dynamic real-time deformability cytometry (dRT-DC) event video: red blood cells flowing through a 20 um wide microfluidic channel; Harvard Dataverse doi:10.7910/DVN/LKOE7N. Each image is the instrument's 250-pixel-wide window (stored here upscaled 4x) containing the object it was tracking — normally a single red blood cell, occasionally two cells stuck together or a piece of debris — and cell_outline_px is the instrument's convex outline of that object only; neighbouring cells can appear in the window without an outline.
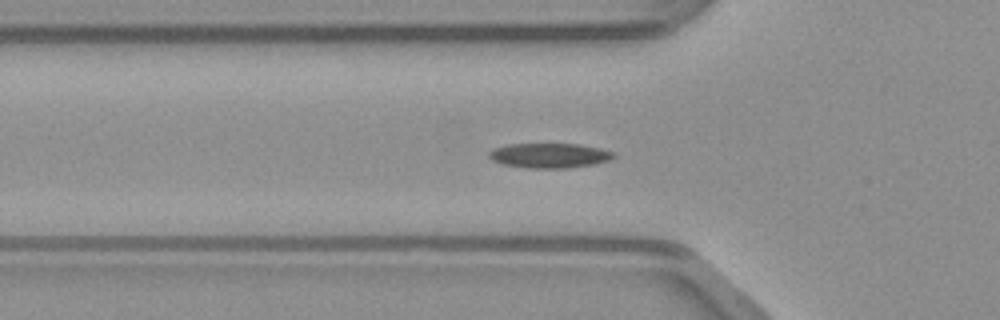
{"species": "common noctule bat (a hibernating species)", "species_latin": "Nyctalus noctula", "temperature_condition": "warm", "stored_images_in_passage": 37, "camera_frame_rate_fps": 3000, "um_per_image_px": 0.085, "animal": {"sex": "male", "body_mass_g": 23.1, "forearm_length_mm": 52.7}, "frame": {"image": 1, "passage_image": 11, "time_ms": 3.333, "image_size_px": [1000, 320], "cell_outline_px": [[616, 156], [612, 160], [596, 164], [568, 168], [524, 168], [504, 164], [492, 160], [488, 156], [488, 152], [492, 148], [508, 144], [580, 144], [600, 148], [612, 152]], "centroid_in_image_um": [46.71, 13.22], "position_along_channel_um": 79.1, "area_um2": 18.21}}
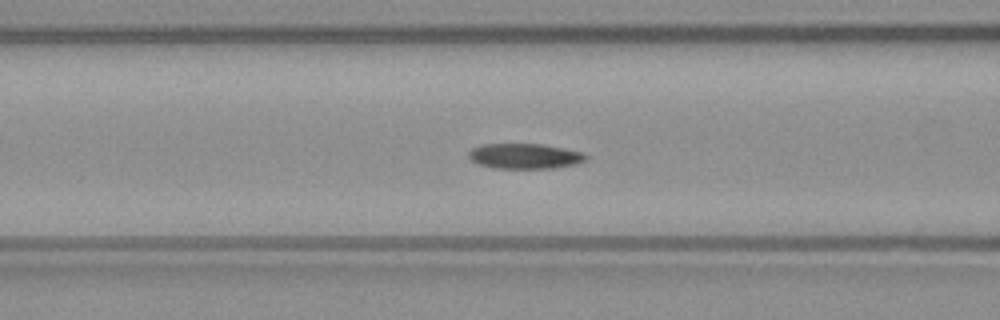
{"frame": {"image": 2, "passage_image": 14, "time_ms": 4.333, "image_size_px": [1000, 320], "cell_outline_px": [[588, 160], [580, 164], [552, 168], [492, 168], [476, 164], [468, 156], [468, 152], [472, 148], [484, 144], [540, 144], [580, 152], [588, 156]], "centroid_in_image_um": [44.59, 13.28], "position_along_channel_um": 122.0, "area_um2": 17.28}}
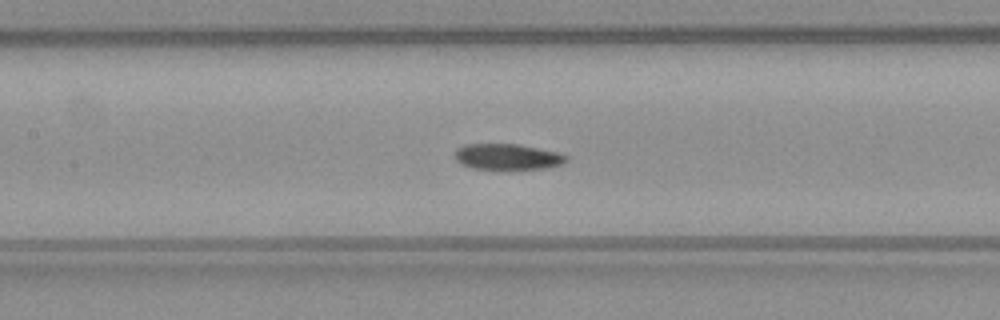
{"frame": {"image": 3, "passage_image": 17, "time_ms": 5.333, "image_size_px": [1000, 320], "cell_outline_px": [[568, 160], [564, 164], [548, 168], [504, 172], [496, 172], [472, 168], [460, 164], [456, 160], [456, 148], [464, 144], [516, 144], [556, 152], [568, 156]], "centroid_in_image_um": [43.13, 13.39], "position_along_channel_um": 164.3, "area_um2": 17.74}}